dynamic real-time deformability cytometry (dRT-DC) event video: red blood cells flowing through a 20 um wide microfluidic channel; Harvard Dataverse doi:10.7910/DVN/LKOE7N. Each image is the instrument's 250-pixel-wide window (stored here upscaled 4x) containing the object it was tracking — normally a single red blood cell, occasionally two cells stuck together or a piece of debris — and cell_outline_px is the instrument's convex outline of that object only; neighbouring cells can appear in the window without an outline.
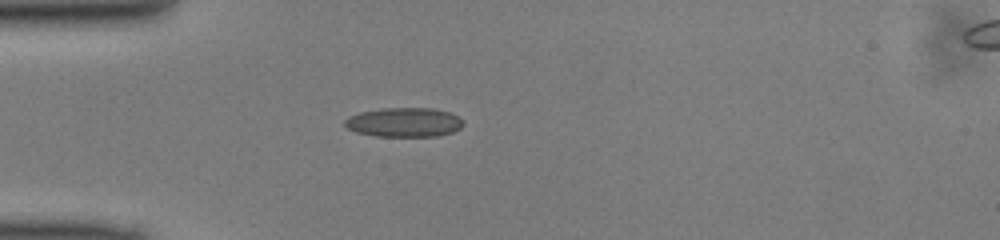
{"species": "common noctule bat (a hibernating species)", "species_latin": "Nyctalus noctula", "temperature_condition": "cold", "stored_images_in_passage": 36, "camera_frame_rate_fps": 3000, "um_per_image_px": 0.085, "animal": {"sex": "male", "body_mass_g": 13.0, "forearm_length_mm": 53.1}, "frame": {"image": 1, "passage_image": 1, "time_ms": 0.0, "image_size_px": [1000, 240], "cell_outline_px": [[464, 124], [460, 128], [452, 132], [440, 136], [376, 136], [356, 132], [348, 128], [344, 124], [344, 120], [348, 116], [360, 112], [384, 108], [432, 108], [448, 112], [464, 120]], "centroid_in_image_um": [34.35, 10.39], "position_along_channel_um": 50.7, "area_um2": 20.23}}
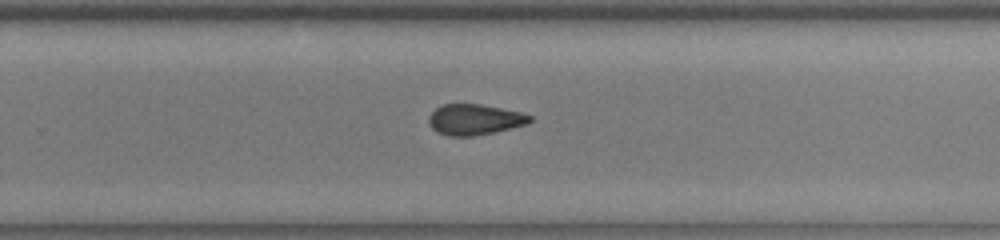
{"frame": {"image": 2, "passage_image": 19, "time_ms": 6.0, "image_size_px": [1000, 240], "cell_outline_px": [[532, 120], [528, 124], [492, 132], [472, 136], [448, 136], [436, 132], [428, 124], [428, 116], [436, 108], [444, 104], [480, 104], [520, 112], [532, 116]], "centroid_in_image_um": [40.31, 10.16], "position_along_channel_um": 289.5, "area_um2": 18.03}}
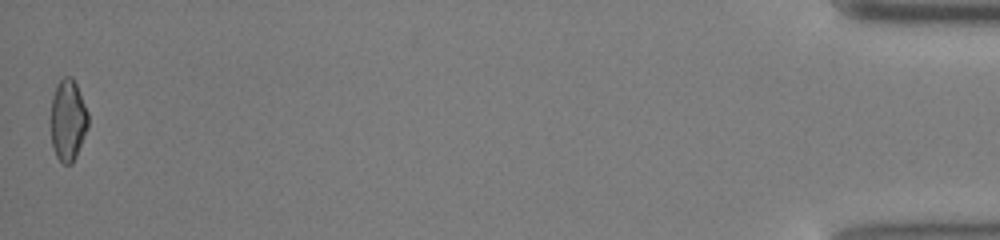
{"frame": {"image": 3, "passage_image": 36, "time_ms": 11.667, "image_size_px": [1000, 240], "cell_outline_px": [[88, 128], [76, 156], [72, 164], [64, 164], [56, 156], [52, 144], [52, 96], [56, 84], [64, 76], [72, 76], [76, 84], [88, 112]], "centroid_in_image_um": [5.79, 10.2], "position_along_channel_um": 429.4, "area_um2": 17.57}}